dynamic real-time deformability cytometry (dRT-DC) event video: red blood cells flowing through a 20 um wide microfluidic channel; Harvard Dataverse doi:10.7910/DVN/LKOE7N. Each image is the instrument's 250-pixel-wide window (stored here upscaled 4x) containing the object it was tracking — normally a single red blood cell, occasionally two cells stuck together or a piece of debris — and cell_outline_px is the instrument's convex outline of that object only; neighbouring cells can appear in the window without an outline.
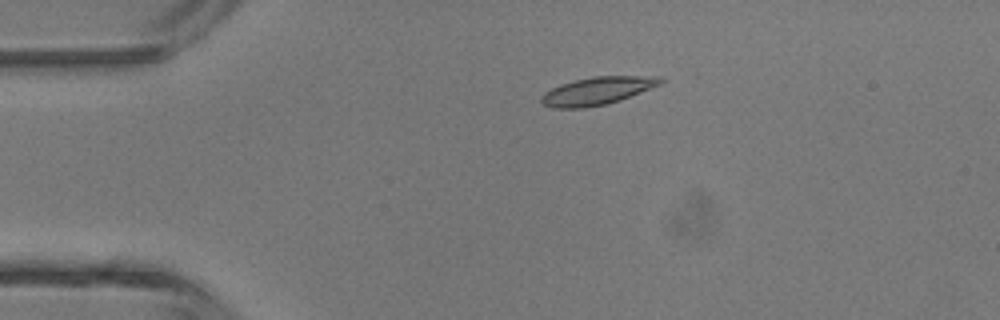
{"species": "common noctule bat (a hibernating species)", "species_latin": "Nyctalus noctula", "temperature_condition": "room temperature", "stored_images_in_passage": 3, "camera_frame_rate_fps": 3000, "um_per_image_px": 0.085, "animal": {"sex": "male", "body_mass_g": 13.3}, "frame": {"image": 1, "passage_image": 3, "time_ms": 2.333, "image_size_px": [1000, 320], "cell_outline_px": [[664, 80], [660, 84], [620, 100], [604, 104], [584, 108], [552, 108], [544, 104], [540, 100], [540, 96], [544, 92], [560, 84], [592, 76], [664, 76]], "centroid_in_image_um": [50.75, 7.71], "position_along_channel_um": 34.2, "area_um2": 19.19}}